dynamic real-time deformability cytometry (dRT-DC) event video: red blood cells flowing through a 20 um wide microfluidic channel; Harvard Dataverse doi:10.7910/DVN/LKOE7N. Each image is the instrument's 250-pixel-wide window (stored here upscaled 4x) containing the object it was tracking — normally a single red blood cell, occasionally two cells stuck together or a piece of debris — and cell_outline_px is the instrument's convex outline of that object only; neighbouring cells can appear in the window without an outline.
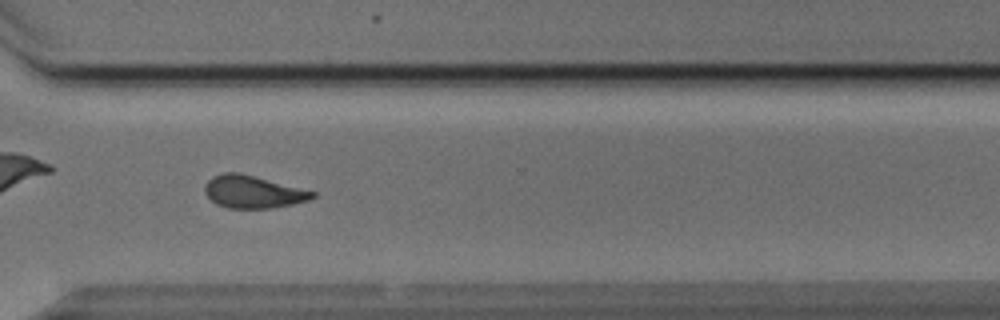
{"species": "Egyptian fruit bat (a non-hibernating species)", "species_latin": "Rousettus aegyptiacus", "temperature_condition": "cold", "stored_images_in_passage": 36, "camera_frame_rate_fps": 3000, "um_per_image_px": 0.085, "animal": {"sex": "male"}, "frame": {"image": 1, "passage_image": 26, "time_ms": 8.333, "image_size_px": [1000, 320], "cell_outline_px": [[316, 196], [308, 200], [292, 204], [272, 208], [228, 208], [216, 204], [204, 192], [204, 184], [212, 176], [224, 172], [240, 172], [316, 192]], "centroid_in_image_um": [21.47, 16.3], "position_along_channel_um": 349.1, "area_um2": 20.4}, "authors_computed_cell_mechanics": {"area_um2": 20.7791, "velocity_mm_per_s": 3.8379, "shape_relaxation_time_tau1_ms": 5.3559, "shape_relaxation_time_tau2_ms": 2.9863, "deformation_change_tau1": 0.147, "deformation_change_tau2": 0.0894}}